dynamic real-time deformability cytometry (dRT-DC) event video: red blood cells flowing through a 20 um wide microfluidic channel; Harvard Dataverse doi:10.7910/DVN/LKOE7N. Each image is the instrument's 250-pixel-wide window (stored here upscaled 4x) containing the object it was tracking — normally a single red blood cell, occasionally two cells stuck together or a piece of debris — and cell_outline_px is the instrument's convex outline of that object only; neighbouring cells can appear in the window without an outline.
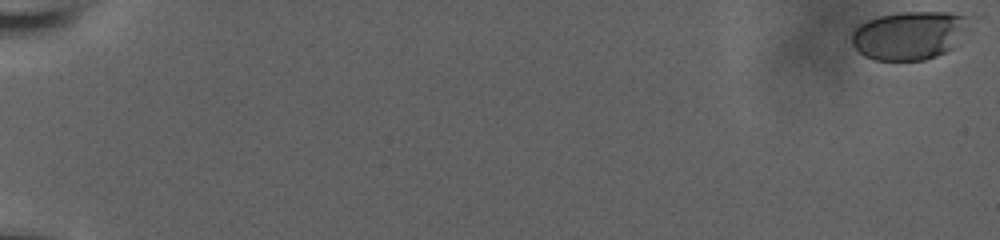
{"species": "human", "species_latin": "Homo sapiens", "temperature_condition": "room temperature", "stored_images_in_passage": 14, "camera_frame_rate_fps": 3000, "um_per_image_px": 0.085, "donor": {"sex": "male"}, "frame": {"image": 1, "passage_image": 1, "time_ms": 0.0, "image_size_px": [1000, 240], "cell_outline_px": [[968, 16], [952, 48], [936, 56], [924, 60], [872, 60], [864, 56], [852, 44], [852, 32], [860, 24], [868, 20], [880, 16], [900, 12], [948, 12]], "centroid_in_image_um": [77.18, 3.01], "position_along_channel_um": 7.8, "area_um2": 32.31}}
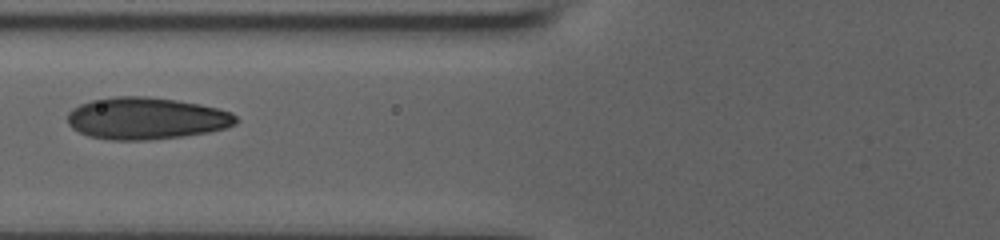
{"frame": {"image": 2, "passage_image": 12, "time_ms": 3.667, "image_size_px": [1000, 240], "cell_outline_px": [[240, 120], [236, 124], [224, 128], [208, 132], [180, 136], [148, 140], [112, 140], [88, 136], [72, 128], [68, 124], [68, 112], [72, 108], [80, 104], [92, 100], [116, 96], [148, 96], [176, 100], [200, 104], [232, 112]], "centroid_in_image_um": [12.42, 10.05], "position_along_channel_um": 113.4, "area_um2": 41.21}}
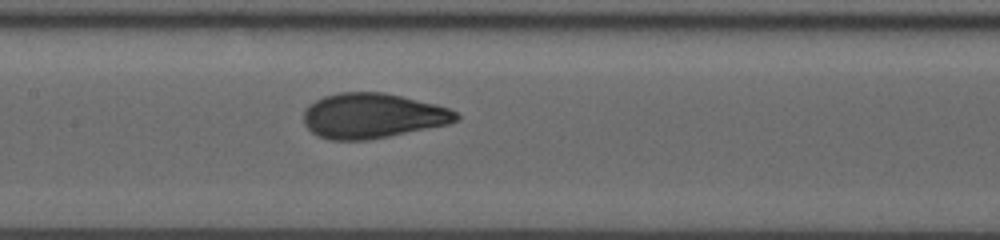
{"frame": {"image": 3, "passage_image": 14, "time_ms": 4.333, "image_size_px": [1000, 240], "cell_outline_px": [[460, 120], [448, 124], [368, 140], [332, 140], [320, 136], [312, 132], [304, 124], [304, 112], [308, 104], [324, 96], [340, 92], [384, 92], [436, 104], [448, 108], [456, 112], [460, 116]], "centroid_in_image_um": [31.67, 9.83], "position_along_channel_um": 175.7, "area_um2": 39.94}}